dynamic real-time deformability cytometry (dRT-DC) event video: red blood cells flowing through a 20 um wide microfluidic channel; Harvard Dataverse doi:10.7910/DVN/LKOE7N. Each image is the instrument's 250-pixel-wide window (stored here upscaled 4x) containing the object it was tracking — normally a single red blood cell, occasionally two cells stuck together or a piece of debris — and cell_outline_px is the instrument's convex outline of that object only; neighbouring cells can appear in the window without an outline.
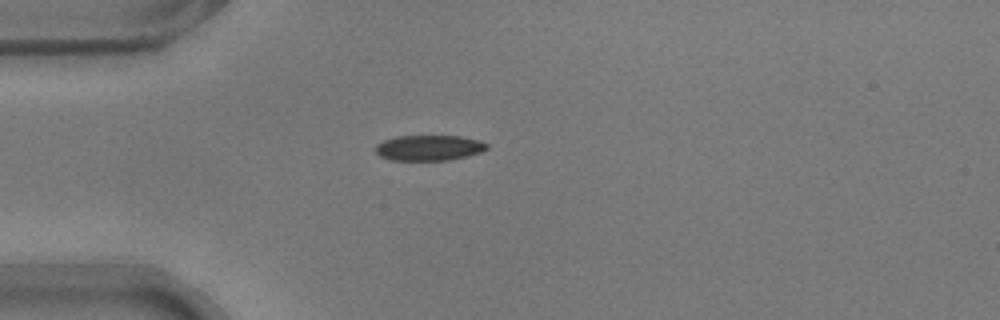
{"species": "common noctule bat (a hibernating species)", "species_latin": "Nyctalus noctula", "temperature_condition": "warm", "stored_images_in_passage": 40, "camera_frame_rate_fps": 3000, "um_per_image_px": 0.085, "animal": {"sex": "male", "body_mass_g": 17.9}, "frame": {"image": 1, "passage_image": 1, "time_ms": 0.0, "image_size_px": [1000, 320], "cell_outline_px": [[488, 148], [480, 152], [468, 156], [448, 160], [392, 160], [380, 156], [376, 152], [376, 144], [384, 140], [396, 136], [460, 136], [480, 140], [488, 144]], "centroid_in_image_um": [36.48, 12.56], "position_along_channel_um": 48.5, "area_um2": 16.53}}
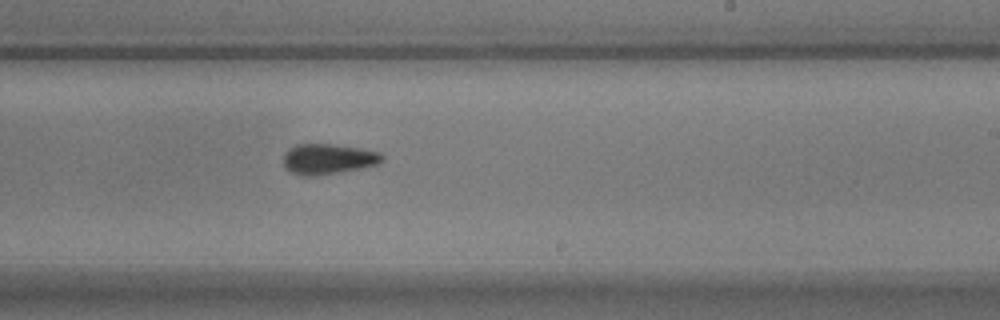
{"frame": {"image": 2, "passage_image": 19, "time_ms": 6.0, "image_size_px": [1000, 320], "cell_outline_px": [[384, 160], [376, 164], [360, 168], [312, 176], [304, 176], [292, 172], [284, 164], [284, 156], [288, 148], [296, 144], [332, 144], [364, 148], [380, 152], [384, 156]], "centroid_in_image_um": [27.92, 13.49], "position_along_channel_um": 261.1, "area_um2": 17.34}}
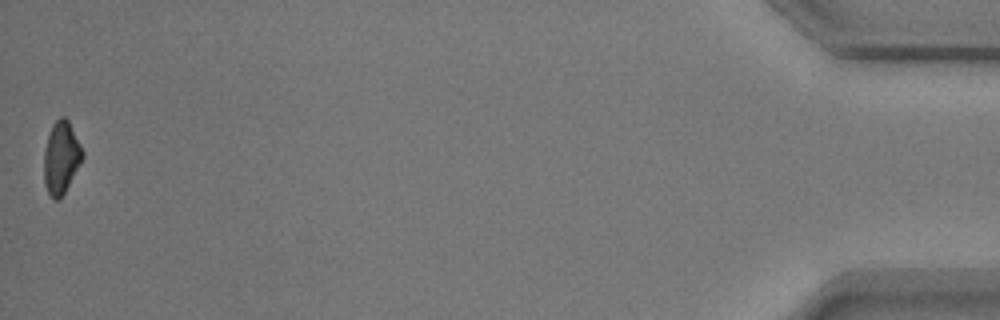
{"frame": {"image": 3, "passage_image": 40, "time_ms": 13.0, "image_size_px": [1000, 320], "cell_outline_px": [[84, 156], [60, 200], [52, 200], [44, 184], [44, 148], [52, 124], [60, 116], [64, 116], [68, 120], [84, 152]], "centroid_in_image_um": [5.18, 13.4], "position_along_channel_um": 430.0, "area_um2": 16.24}, "authors_computed_cell_mechanics": {"area_um2": 16.9643, "velocity_mm_per_s": 3.7529, "shape_relaxation_time_tau1_ms": 5.1594, "shape_relaxation_time_tau2_ms": 3.4064, "deformation_change_tau1": 0.1457, "deformation_change_tau2": 0.0817}}